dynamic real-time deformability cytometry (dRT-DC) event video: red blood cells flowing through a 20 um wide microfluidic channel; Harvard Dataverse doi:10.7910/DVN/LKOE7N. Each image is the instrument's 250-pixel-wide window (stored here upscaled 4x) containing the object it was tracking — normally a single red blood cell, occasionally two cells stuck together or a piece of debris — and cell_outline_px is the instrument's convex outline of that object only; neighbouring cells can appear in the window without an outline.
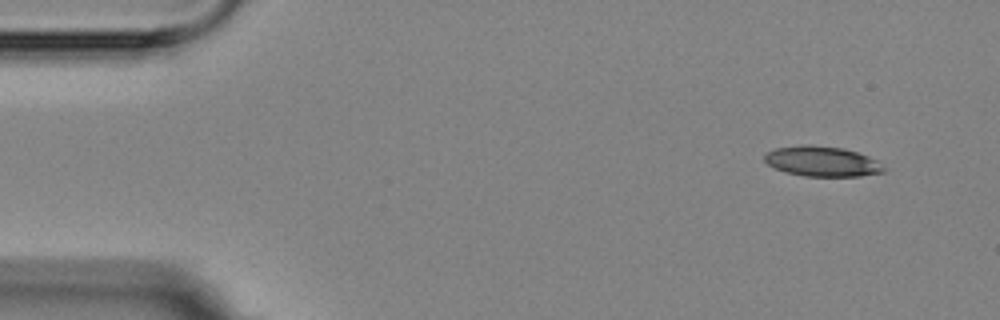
{"species": "Egyptian fruit bat (a non-hibernating species)", "species_latin": "Rousettus aegyptiacus", "temperature_condition": "room temperature", "stored_images_in_passage": 7, "camera_frame_rate_fps": 3000, "um_per_image_px": 0.085, "animal": {"sex": "female"}, "frame": {"image": 1, "passage_image": 1, "time_ms": 0.0, "image_size_px": [1000, 320], "cell_outline_px": [[884, 172], [860, 176], [804, 176], [784, 172], [768, 164], [764, 160], [764, 156], [768, 152], [776, 148], [804, 144], [808, 144], [844, 148], [868, 156], [876, 160], [884, 168]], "centroid_in_image_um": [69.86, 13.71], "position_along_channel_um": 15.1, "area_um2": 20.87}}
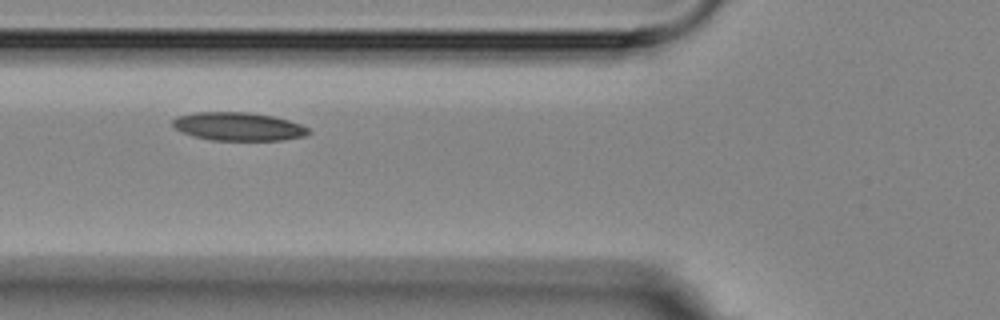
{"frame": {"image": 2, "passage_image": 6, "time_ms": 6.0, "image_size_px": [1000, 320], "cell_outline_px": [[312, 132], [304, 136], [284, 140], [212, 140], [192, 136], [180, 132], [172, 124], [172, 120], [176, 116], [196, 112], [248, 112], [272, 116], [288, 120], [300, 124], [308, 128]], "centroid_in_image_um": [20.24, 10.75], "position_along_channel_um": 105.6, "area_um2": 22.48}}
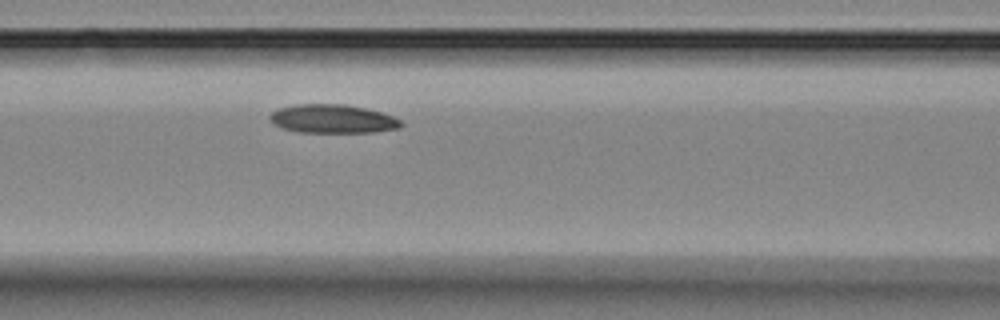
{"frame": {"image": 3, "passage_image": 7, "time_ms": 7.0, "image_size_px": [1000, 320], "cell_outline_px": [[404, 124], [400, 128], [376, 132], [296, 132], [280, 128], [268, 116], [276, 108], [296, 104], [344, 104], [368, 108], [392, 116], [400, 120]], "centroid_in_image_um": [28.27, 10.1], "position_along_channel_um": 138.3, "area_um2": 22.08}}